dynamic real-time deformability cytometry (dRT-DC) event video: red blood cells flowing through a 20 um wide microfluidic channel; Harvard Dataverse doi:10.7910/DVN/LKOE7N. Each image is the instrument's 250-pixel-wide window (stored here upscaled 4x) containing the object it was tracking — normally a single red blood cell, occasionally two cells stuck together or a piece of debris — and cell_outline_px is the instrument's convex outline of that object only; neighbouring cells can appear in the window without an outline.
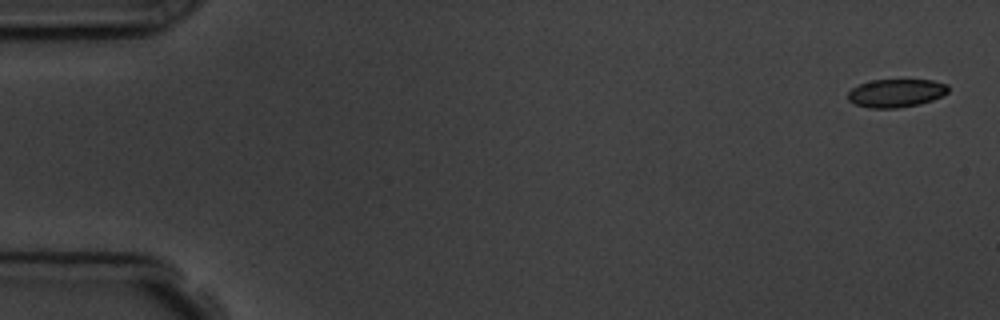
{"species": "common noctule bat (a hibernating species)", "species_latin": "Nyctalus noctula", "temperature_condition": "room temperature", "stored_images_in_passage": 5, "segment_of_instrument_passage": [1, 2], "camera_frame_rate_fps": 3000, "um_per_image_px": 0.085, "animal": {"sex": "male", "body_mass_g": 19.5, "forearm_length_mm": 54.6}, "frame": {"image": 1, "passage_image": 1, "time_ms": 0.0, "image_size_px": [1000, 320], "cell_outline_px": [[948, 92], [932, 100], [920, 104], [896, 108], [868, 108], [856, 104], [848, 100], [848, 92], [852, 88], [860, 84], [872, 80], [932, 80], [948, 84]], "centroid_in_image_um": [76.16, 7.91], "position_along_channel_um": 8.8, "area_um2": 16.42}}